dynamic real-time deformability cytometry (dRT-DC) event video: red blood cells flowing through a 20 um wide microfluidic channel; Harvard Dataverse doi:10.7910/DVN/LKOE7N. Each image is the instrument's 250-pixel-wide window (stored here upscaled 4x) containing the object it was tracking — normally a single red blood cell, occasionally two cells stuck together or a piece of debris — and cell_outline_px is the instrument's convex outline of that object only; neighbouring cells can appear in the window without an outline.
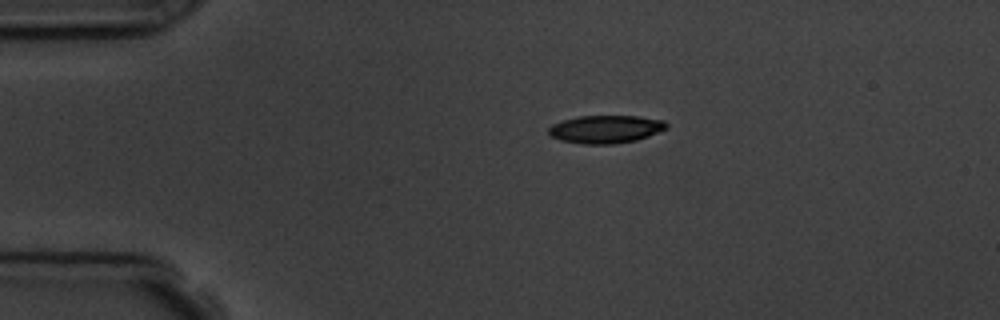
{"species": "common noctule bat (a hibernating species)", "species_latin": "Nyctalus noctula", "temperature_condition": "room temperature", "stored_images_in_passage": 4, "camera_frame_rate_fps": 3000, "um_per_image_px": 0.085, "animal": {"sex": "male", "body_mass_g": 19.5, "forearm_length_mm": 54.6}, "frame": {"image": 1, "passage_image": 1, "time_ms": 0.0, "image_size_px": [1000, 320], "cell_outline_px": [[668, 128], [648, 136], [636, 140], [612, 144], [584, 144], [560, 140], [552, 136], [548, 132], [548, 128], [552, 124], [576, 116], [636, 116], [664, 120], [668, 124]], "centroid_in_image_um": [51.49, 10.98], "position_along_channel_um": 33.5, "area_um2": 19.13}}
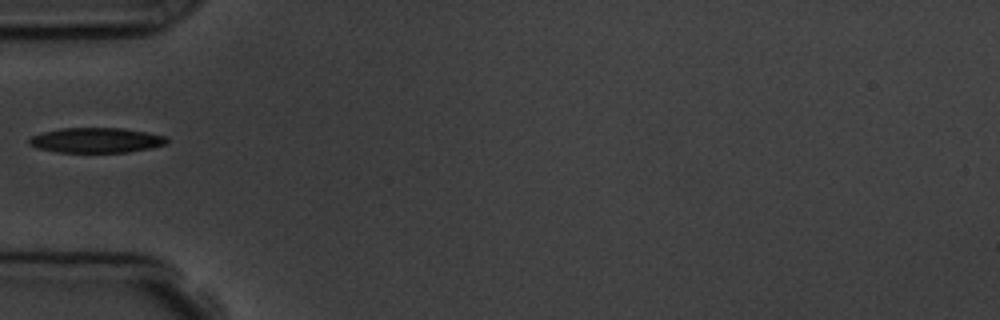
{"frame": {"image": 2, "passage_image": 3, "time_ms": 2.333, "image_size_px": [1000, 320], "cell_outline_px": [[168, 140], [164, 144], [148, 148], [128, 152], [56, 152], [36, 148], [28, 144], [28, 140], [32, 136], [44, 132], [60, 128], [124, 128], [168, 136]], "centroid_in_image_um": [8.15, 11.92], "position_along_channel_um": 76.8, "area_um2": 20.06}}